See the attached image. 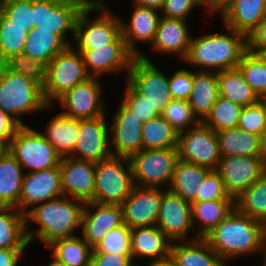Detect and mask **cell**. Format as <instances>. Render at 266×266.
<instances>
[{
  "label": "cell",
  "instance_id": "obj_1",
  "mask_svg": "<svg viewBox=\"0 0 266 266\" xmlns=\"http://www.w3.org/2000/svg\"><path fill=\"white\" fill-rule=\"evenodd\" d=\"M84 203L67 196H61L30 208L25 214V234L30 243L38 238L45 246L52 242L76 236L74 231L81 227ZM31 221L39 225L35 231H29Z\"/></svg>",
  "mask_w": 266,
  "mask_h": 266
},
{
  "label": "cell",
  "instance_id": "obj_2",
  "mask_svg": "<svg viewBox=\"0 0 266 266\" xmlns=\"http://www.w3.org/2000/svg\"><path fill=\"white\" fill-rule=\"evenodd\" d=\"M265 225L236 208L229 216L208 232L203 238L225 261L242 255L261 252Z\"/></svg>",
  "mask_w": 266,
  "mask_h": 266
},
{
  "label": "cell",
  "instance_id": "obj_3",
  "mask_svg": "<svg viewBox=\"0 0 266 266\" xmlns=\"http://www.w3.org/2000/svg\"><path fill=\"white\" fill-rule=\"evenodd\" d=\"M227 32L192 37L184 63L199 67V71L215 72L237 68L247 52V37L225 26Z\"/></svg>",
  "mask_w": 266,
  "mask_h": 266
},
{
  "label": "cell",
  "instance_id": "obj_4",
  "mask_svg": "<svg viewBox=\"0 0 266 266\" xmlns=\"http://www.w3.org/2000/svg\"><path fill=\"white\" fill-rule=\"evenodd\" d=\"M51 106L46 103L39 83L0 64V109L3 112L26 126L21 117Z\"/></svg>",
  "mask_w": 266,
  "mask_h": 266
},
{
  "label": "cell",
  "instance_id": "obj_5",
  "mask_svg": "<svg viewBox=\"0 0 266 266\" xmlns=\"http://www.w3.org/2000/svg\"><path fill=\"white\" fill-rule=\"evenodd\" d=\"M134 186L129 158L111 156L96 163L93 202L121 205Z\"/></svg>",
  "mask_w": 266,
  "mask_h": 266
},
{
  "label": "cell",
  "instance_id": "obj_6",
  "mask_svg": "<svg viewBox=\"0 0 266 266\" xmlns=\"http://www.w3.org/2000/svg\"><path fill=\"white\" fill-rule=\"evenodd\" d=\"M87 73L82 54L71 46L57 54L47 65L46 81L42 87L43 96L48 105L66 91L86 81Z\"/></svg>",
  "mask_w": 266,
  "mask_h": 266
},
{
  "label": "cell",
  "instance_id": "obj_7",
  "mask_svg": "<svg viewBox=\"0 0 266 266\" xmlns=\"http://www.w3.org/2000/svg\"><path fill=\"white\" fill-rule=\"evenodd\" d=\"M100 15L90 20L92 12ZM121 19L108 10L102 0L93 8L80 11L75 24L76 50H89L113 43L120 35Z\"/></svg>",
  "mask_w": 266,
  "mask_h": 266
},
{
  "label": "cell",
  "instance_id": "obj_8",
  "mask_svg": "<svg viewBox=\"0 0 266 266\" xmlns=\"http://www.w3.org/2000/svg\"><path fill=\"white\" fill-rule=\"evenodd\" d=\"M134 185L143 187H170L176 164L177 148L142 149L130 158Z\"/></svg>",
  "mask_w": 266,
  "mask_h": 266
},
{
  "label": "cell",
  "instance_id": "obj_9",
  "mask_svg": "<svg viewBox=\"0 0 266 266\" xmlns=\"http://www.w3.org/2000/svg\"><path fill=\"white\" fill-rule=\"evenodd\" d=\"M10 153L29 173L60 165L61 157L40 131L21 126L10 142Z\"/></svg>",
  "mask_w": 266,
  "mask_h": 266
},
{
  "label": "cell",
  "instance_id": "obj_10",
  "mask_svg": "<svg viewBox=\"0 0 266 266\" xmlns=\"http://www.w3.org/2000/svg\"><path fill=\"white\" fill-rule=\"evenodd\" d=\"M125 81L160 114L173 99L168 86L169 75L160 71L146 54L134 57Z\"/></svg>",
  "mask_w": 266,
  "mask_h": 266
},
{
  "label": "cell",
  "instance_id": "obj_11",
  "mask_svg": "<svg viewBox=\"0 0 266 266\" xmlns=\"http://www.w3.org/2000/svg\"><path fill=\"white\" fill-rule=\"evenodd\" d=\"M179 159L216 170L221 159L216 132L200 122L178 136Z\"/></svg>",
  "mask_w": 266,
  "mask_h": 266
},
{
  "label": "cell",
  "instance_id": "obj_12",
  "mask_svg": "<svg viewBox=\"0 0 266 266\" xmlns=\"http://www.w3.org/2000/svg\"><path fill=\"white\" fill-rule=\"evenodd\" d=\"M102 86L98 77H90L66 91L56 102L65 110L61 113L75 119H91L105 115Z\"/></svg>",
  "mask_w": 266,
  "mask_h": 266
},
{
  "label": "cell",
  "instance_id": "obj_13",
  "mask_svg": "<svg viewBox=\"0 0 266 266\" xmlns=\"http://www.w3.org/2000/svg\"><path fill=\"white\" fill-rule=\"evenodd\" d=\"M216 171L235 199L266 172V167L260 156H221Z\"/></svg>",
  "mask_w": 266,
  "mask_h": 266
},
{
  "label": "cell",
  "instance_id": "obj_14",
  "mask_svg": "<svg viewBox=\"0 0 266 266\" xmlns=\"http://www.w3.org/2000/svg\"><path fill=\"white\" fill-rule=\"evenodd\" d=\"M82 54L87 73L91 77H101L105 73L128 72L135 55L127 48L122 34L106 46L89 50H77Z\"/></svg>",
  "mask_w": 266,
  "mask_h": 266
},
{
  "label": "cell",
  "instance_id": "obj_15",
  "mask_svg": "<svg viewBox=\"0 0 266 266\" xmlns=\"http://www.w3.org/2000/svg\"><path fill=\"white\" fill-rule=\"evenodd\" d=\"M105 115L91 119H79L76 148L71 157L94 163L112 156L109 126Z\"/></svg>",
  "mask_w": 266,
  "mask_h": 266
},
{
  "label": "cell",
  "instance_id": "obj_16",
  "mask_svg": "<svg viewBox=\"0 0 266 266\" xmlns=\"http://www.w3.org/2000/svg\"><path fill=\"white\" fill-rule=\"evenodd\" d=\"M164 192L160 187L135 185L121 204L124 223L130 229L155 226Z\"/></svg>",
  "mask_w": 266,
  "mask_h": 266
},
{
  "label": "cell",
  "instance_id": "obj_17",
  "mask_svg": "<svg viewBox=\"0 0 266 266\" xmlns=\"http://www.w3.org/2000/svg\"><path fill=\"white\" fill-rule=\"evenodd\" d=\"M63 196L60 167L25 172L19 200V211L26 214L30 207Z\"/></svg>",
  "mask_w": 266,
  "mask_h": 266
},
{
  "label": "cell",
  "instance_id": "obj_18",
  "mask_svg": "<svg viewBox=\"0 0 266 266\" xmlns=\"http://www.w3.org/2000/svg\"><path fill=\"white\" fill-rule=\"evenodd\" d=\"M61 186L64 196L81 202H93L96 163L73 157L61 158Z\"/></svg>",
  "mask_w": 266,
  "mask_h": 266
},
{
  "label": "cell",
  "instance_id": "obj_19",
  "mask_svg": "<svg viewBox=\"0 0 266 266\" xmlns=\"http://www.w3.org/2000/svg\"><path fill=\"white\" fill-rule=\"evenodd\" d=\"M156 226L163 230L172 242L187 241V234L194 231L191 203L166 188Z\"/></svg>",
  "mask_w": 266,
  "mask_h": 266
},
{
  "label": "cell",
  "instance_id": "obj_20",
  "mask_svg": "<svg viewBox=\"0 0 266 266\" xmlns=\"http://www.w3.org/2000/svg\"><path fill=\"white\" fill-rule=\"evenodd\" d=\"M109 128L112 156L130 158L143 149L141 129L143 122L122 103Z\"/></svg>",
  "mask_w": 266,
  "mask_h": 266
},
{
  "label": "cell",
  "instance_id": "obj_21",
  "mask_svg": "<svg viewBox=\"0 0 266 266\" xmlns=\"http://www.w3.org/2000/svg\"><path fill=\"white\" fill-rule=\"evenodd\" d=\"M91 207L95 210L93 211ZM122 224H124V219L121 205L98 202L84 204L80 229L81 236L93 249L111 229Z\"/></svg>",
  "mask_w": 266,
  "mask_h": 266
},
{
  "label": "cell",
  "instance_id": "obj_22",
  "mask_svg": "<svg viewBox=\"0 0 266 266\" xmlns=\"http://www.w3.org/2000/svg\"><path fill=\"white\" fill-rule=\"evenodd\" d=\"M80 11L74 5L56 0H34L33 27L41 26L43 29L52 30L71 46L66 38V33L67 31L72 32L74 39L75 24Z\"/></svg>",
  "mask_w": 266,
  "mask_h": 266
},
{
  "label": "cell",
  "instance_id": "obj_23",
  "mask_svg": "<svg viewBox=\"0 0 266 266\" xmlns=\"http://www.w3.org/2000/svg\"><path fill=\"white\" fill-rule=\"evenodd\" d=\"M134 10L129 23L121 19L122 36L126 42L127 48L135 55L142 53L136 47L137 42L153 43L160 20L159 11L153 8L143 7L133 4ZM126 23V24H125Z\"/></svg>",
  "mask_w": 266,
  "mask_h": 266
},
{
  "label": "cell",
  "instance_id": "obj_24",
  "mask_svg": "<svg viewBox=\"0 0 266 266\" xmlns=\"http://www.w3.org/2000/svg\"><path fill=\"white\" fill-rule=\"evenodd\" d=\"M186 20L170 19L161 16L152 49L156 52L178 55L182 61L186 58L192 36Z\"/></svg>",
  "mask_w": 266,
  "mask_h": 266
},
{
  "label": "cell",
  "instance_id": "obj_25",
  "mask_svg": "<svg viewBox=\"0 0 266 266\" xmlns=\"http://www.w3.org/2000/svg\"><path fill=\"white\" fill-rule=\"evenodd\" d=\"M172 240L155 226H143L131 229V254L135 258L164 259L170 256Z\"/></svg>",
  "mask_w": 266,
  "mask_h": 266
},
{
  "label": "cell",
  "instance_id": "obj_26",
  "mask_svg": "<svg viewBox=\"0 0 266 266\" xmlns=\"http://www.w3.org/2000/svg\"><path fill=\"white\" fill-rule=\"evenodd\" d=\"M221 16L225 26L247 37L266 17V0H232Z\"/></svg>",
  "mask_w": 266,
  "mask_h": 266
},
{
  "label": "cell",
  "instance_id": "obj_27",
  "mask_svg": "<svg viewBox=\"0 0 266 266\" xmlns=\"http://www.w3.org/2000/svg\"><path fill=\"white\" fill-rule=\"evenodd\" d=\"M193 237L189 241L172 243L170 257L175 266H228L204 238Z\"/></svg>",
  "mask_w": 266,
  "mask_h": 266
},
{
  "label": "cell",
  "instance_id": "obj_28",
  "mask_svg": "<svg viewBox=\"0 0 266 266\" xmlns=\"http://www.w3.org/2000/svg\"><path fill=\"white\" fill-rule=\"evenodd\" d=\"M219 97L218 72L194 71L192 91L187 101L200 122L210 114Z\"/></svg>",
  "mask_w": 266,
  "mask_h": 266
},
{
  "label": "cell",
  "instance_id": "obj_29",
  "mask_svg": "<svg viewBox=\"0 0 266 266\" xmlns=\"http://www.w3.org/2000/svg\"><path fill=\"white\" fill-rule=\"evenodd\" d=\"M235 209V199H218L205 202H192V224L196 236L203 238L208 232L225 220ZM199 227H195L197 224Z\"/></svg>",
  "mask_w": 266,
  "mask_h": 266
},
{
  "label": "cell",
  "instance_id": "obj_30",
  "mask_svg": "<svg viewBox=\"0 0 266 266\" xmlns=\"http://www.w3.org/2000/svg\"><path fill=\"white\" fill-rule=\"evenodd\" d=\"M79 133V119L70 118L62 113L56 114L42 134L61 157H71Z\"/></svg>",
  "mask_w": 266,
  "mask_h": 266
},
{
  "label": "cell",
  "instance_id": "obj_31",
  "mask_svg": "<svg viewBox=\"0 0 266 266\" xmlns=\"http://www.w3.org/2000/svg\"><path fill=\"white\" fill-rule=\"evenodd\" d=\"M68 46L58 34L39 26L38 28L33 27L28 32L22 53L47 66L57 54Z\"/></svg>",
  "mask_w": 266,
  "mask_h": 266
},
{
  "label": "cell",
  "instance_id": "obj_32",
  "mask_svg": "<svg viewBox=\"0 0 266 266\" xmlns=\"http://www.w3.org/2000/svg\"><path fill=\"white\" fill-rule=\"evenodd\" d=\"M9 152L0 159V207H16L19 210L21 187L25 172Z\"/></svg>",
  "mask_w": 266,
  "mask_h": 266
},
{
  "label": "cell",
  "instance_id": "obj_33",
  "mask_svg": "<svg viewBox=\"0 0 266 266\" xmlns=\"http://www.w3.org/2000/svg\"><path fill=\"white\" fill-rule=\"evenodd\" d=\"M221 156H260L261 136L239 127L216 132Z\"/></svg>",
  "mask_w": 266,
  "mask_h": 266
},
{
  "label": "cell",
  "instance_id": "obj_34",
  "mask_svg": "<svg viewBox=\"0 0 266 266\" xmlns=\"http://www.w3.org/2000/svg\"><path fill=\"white\" fill-rule=\"evenodd\" d=\"M209 171L210 169L206 167L179 159L168 189L185 201L192 203L199 192L200 183Z\"/></svg>",
  "mask_w": 266,
  "mask_h": 266
},
{
  "label": "cell",
  "instance_id": "obj_35",
  "mask_svg": "<svg viewBox=\"0 0 266 266\" xmlns=\"http://www.w3.org/2000/svg\"><path fill=\"white\" fill-rule=\"evenodd\" d=\"M220 96L242 107L258 103L261 99L245 81L239 68L218 72Z\"/></svg>",
  "mask_w": 266,
  "mask_h": 266
},
{
  "label": "cell",
  "instance_id": "obj_36",
  "mask_svg": "<svg viewBox=\"0 0 266 266\" xmlns=\"http://www.w3.org/2000/svg\"><path fill=\"white\" fill-rule=\"evenodd\" d=\"M25 215L16 207H0V249H26Z\"/></svg>",
  "mask_w": 266,
  "mask_h": 266
},
{
  "label": "cell",
  "instance_id": "obj_37",
  "mask_svg": "<svg viewBox=\"0 0 266 266\" xmlns=\"http://www.w3.org/2000/svg\"><path fill=\"white\" fill-rule=\"evenodd\" d=\"M143 149L177 148L179 133L160 114L142 124Z\"/></svg>",
  "mask_w": 266,
  "mask_h": 266
},
{
  "label": "cell",
  "instance_id": "obj_38",
  "mask_svg": "<svg viewBox=\"0 0 266 266\" xmlns=\"http://www.w3.org/2000/svg\"><path fill=\"white\" fill-rule=\"evenodd\" d=\"M52 255L68 266H90L93 248L83 237L62 238L48 245Z\"/></svg>",
  "mask_w": 266,
  "mask_h": 266
},
{
  "label": "cell",
  "instance_id": "obj_39",
  "mask_svg": "<svg viewBox=\"0 0 266 266\" xmlns=\"http://www.w3.org/2000/svg\"><path fill=\"white\" fill-rule=\"evenodd\" d=\"M235 208L266 226V172L235 198Z\"/></svg>",
  "mask_w": 266,
  "mask_h": 266
},
{
  "label": "cell",
  "instance_id": "obj_40",
  "mask_svg": "<svg viewBox=\"0 0 266 266\" xmlns=\"http://www.w3.org/2000/svg\"><path fill=\"white\" fill-rule=\"evenodd\" d=\"M34 0H0V25L33 28Z\"/></svg>",
  "mask_w": 266,
  "mask_h": 266
},
{
  "label": "cell",
  "instance_id": "obj_41",
  "mask_svg": "<svg viewBox=\"0 0 266 266\" xmlns=\"http://www.w3.org/2000/svg\"><path fill=\"white\" fill-rule=\"evenodd\" d=\"M242 108L220 96L203 123L215 132L237 127Z\"/></svg>",
  "mask_w": 266,
  "mask_h": 266
},
{
  "label": "cell",
  "instance_id": "obj_42",
  "mask_svg": "<svg viewBox=\"0 0 266 266\" xmlns=\"http://www.w3.org/2000/svg\"><path fill=\"white\" fill-rule=\"evenodd\" d=\"M238 68L260 99L266 95V68L264 62L256 54L247 51L238 64Z\"/></svg>",
  "mask_w": 266,
  "mask_h": 266
},
{
  "label": "cell",
  "instance_id": "obj_43",
  "mask_svg": "<svg viewBox=\"0 0 266 266\" xmlns=\"http://www.w3.org/2000/svg\"><path fill=\"white\" fill-rule=\"evenodd\" d=\"M161 115L179 134L200 123L187 100L172 99Z\"/></svg>",
  "mask_w": 266,
  "mask_h": 266
},
{
  "label": "cell",
  "instance_id": "obj_44",
  "mask_svg": "<svg viewBox=\"0 0 266 266\" xmlns=\"http://www.w3.org/2000/svg\"><path fill=\"white\" fill-rule=\"evenodd\" d=\"M130 240L131 229L124 223L111 229L93 249L92 253L132 255Z\"/></svg>",
  "mask_w": 266,
  "mask_h": 266
},
{
  "label": "cell",
  "instance_id": "obj_45",
  "mask_svg": "<svg viewBox=\"0 0 266 266\" xmlns=\"http://www.w3.org/2000/svg\"><path fill=\"white\" fill-rule=\"evenodd\" d=\"M27 36L25 27L0 25V64L23 52Z\"/></svg>",
  "mask_w": 266,
  "mask_h": 266
},
{
  "label": "cell",
  "instance_id": "obj_46",
  "mask_svg": "<svg viewBox=\"0 0 266 266\" xmlns=\"http://www.w3.org/2000/svg\"><path fill=\"white\" fill-rule=\"evenodd\" d=\"M9 70L20 73L39 83L42 87L46 81L47 66L36 61L26 54H18L10 57L3 63Z\"/></svg>",
  "mask_w": 266,
  "mask_h": 266
},
{
  "label": "cell",
  "instance_id": "obj_47",
  "mask_svg": "<svg viewBox=\"0 0 266 266\" xmlns=\"http://www.w3.org/2000/svg\"><path fill=\"white\" fill-rule=\"evenodd\" d=\"M237 127L262 137L266 132V106L264 103L260 100L256 104L243 107Z\"/></svg>",
  "mask_w": 266,
  "mask_h": 266
},
{
  "label": "cell",
  "instance_id": "obj_48",
  "mask_svg": "<svg viewBox=\"0 0 266 266\" xmlns=\"http://www.w3.org/2000/svg\"><path fill=\"white\" fill-rule=\"evenodd\" d=\"M121 103L134 113L143 123L152 119L160 113L152 107L146 98L139 94L127 81L123 100Z\"/></svg>",
  "mask_w": 266,
  "mask_h": 266
},
{
  "label": "cell",
  "instance_id": "obj_49",
  "mask_svg": "<svg viewBox=\"0 0 266 266\" xmlns=\"http://www.w3.org/2000/svg\"><path fill=\"white\" fill-rule=\"evenodd\" d=\"M218 199H234L225 189L224 182L216 170H210L202 183L193 202H205Z\"/></svg>",
  "mask_w": 266,
  "mask_h": 266
},
{
  "label": "cell",
  "instance_id": "obj_50",
  "mask_svg": "<svg viewBox=\"0 0 266 266\" xmlns=\"http://www.w3.org/2000/svg\"><path fill=\"white\" fill-rule=\"evenodd\" d=\"M193 72L187 69H179L169 76V90L173 99L188 100L192 91Z\"/></svg>",
  "mask_w": 266,
  "mask_h": 266
},
{
  "label": "cell",
  "instance_id": "obj_51",
  "mask_svg": "<svg viewBox=\"0 0 266 266\" xmlns=\"http://www.w3.org/2000/svg\"><path fill=\"white\" fill-rule=\"evenodd\" d=\"M196 6L202 7V0H165L161 14L170 19L187 20V16Z\"/></svg>",
  "mask_w": 266,
  "mask_h": 266
},
{
  "label": "cell",
  "instance_id": "obj_52",
  "mask_svg": "<svg viewBox=\"0 0 266 266\" xmlns=\"http://www.w3.org/2000/svg\"><path fill=\"white\" fill-rule=\"evenodd\" d=\"M90 266H137L132 255L92 253Z\"/></svg>",
  "mask_w": 266,
  "mask_h": 266
},
{
  "label": "cell",
  "instance_id": "obj_53",
  "mask_svg": "<svg viewBox=\"0 0 266 266\" xmlns=\"http://www.w3.org/2000/svg\"><path fill=\"white\" fill-rule=\"evenodd\" d=\"M247 51L254 54L266 52V17L247 36Z\"/></svg>",
  "mask_w": 266,
  "mask_h": 266
},
{
  "label": "cell",
  "instance_id": "obj_54",
  "mask_svg": "<svg viewBox=\"0 0 266 266\" xmlns=\"http://www.w3.org/2000/svg\"><path fill=\"white\" fill-rule=\"evenodd\" d=\"M21 125L0 109V139L11 141Z\"/></svg>",
  "mask_w": 266,
  "mask_h": 266
},
{
  "label": "cell",
  "instance_id": "obj_55",
  "mask_svg": "<svg viewBox=\"0 0 266 266\" xmlns=\"http://www.w3.org/2000/svg\"><path fill=\"white\" fill-rule=\"evenodd\" d=\"M25 249H0V266H17Z\"/></svg>",
  "mask_w": 266,
  "mask_h": 266
},
{
  "label": "cell",
  "instance_id": "obj_56",
  "mask_svg": "<svg viewBox=\"0 0 266 266\" xmlns=\"http://www.w3.org/2000/svg\"><path fill=\"white\" fill-rule=\"evenodd\" d=\"M232 0H202L203 7L210 13H222Z\"/></svg>",
  "mask_w": 266,
  "mask_h": 266
},
{
  "label": "cell",
  "instance_id": "obj_57",
  "mask_svg": "<svg viewBox=\"0 0 266 266\" xmlns=\"http://www.w3.org/2000/svg\"><path fill=\"white\" fill-rule=\"evenodd\" d=\"M56 1L74 5L82 11L95 7L102 0H56Z\"/></svg>",
  "mask_w": 266,
  "mask_h": 266
},
{
  "label": "cell",
  "instance_id": "obj_58",
  "mask_svg": "<svg viewBox=\"0 0 266 266\" xmlns=\"http://www.w3.org/2000/svg\"><path fill=\"white\" fill-rule=\"evenodd\" d=\"M165 0H133V4L161 11Z\"/></svg>",
  "mask_w": 266,
  "mask_h": 266
},
{
  "label": "cell",
  "instance_id": "obj_59",
  "mask_svg": "<svg viewBox=\"0 0 266 266\" xmlns=\"http://www.w3.org/2000/svg\"><path fill=\"white\" fill-rule=\"evenodd\" d=\"M137 266H139L137 264ZM146 266H175L173 259L169 256L164 259L153 260Z\"/></svg>",
  "mask_w": 266,
  "mask_h": 266
},
{
  "label": "cell",
  "instance_id": "obj_60",
  "mask_svg": "<svg viewBox=\"0 0 266 266\" xmlns=\"http://www.w3.org/2000/svg\"><path fill=\"white\" fill-rule=\"evenodd\" d=\"M10 142L11 141L0 139V159L10 152Z\"/></svg>",
  "mask_w": 266,
  "mask_h": 266
},
{
  "label": "cell",
  "instance_id": "obj_61",
  "mask_svg": "<svg viewBox=\"0 0 266 266\" xmlns=\"http://www.w3.org/2000/svg\"><path fill=\"white\" fill-rule=\"evenodd\" d=\"M260 157L264 163V166L266 167V132L261 137V153Z\"/></svg>",
  "mask_w": 266,
  "mask_h": 266
},
{
  "label": "cell",
  "instance_id": "obj_62",
  "mask_svg": "<svg viewBox=\"0 0 266 266\" xmlns=\"http://www.w3.org/2000/svg\"><path fill=\"white\" fill-rule=\"evenodd\" d=\"M261 252H263V265L266 266V226L264 228L263 234H262V244H261Z\"/></svg>",
  "mask_w": 266,
  "mask_h": 266
},
{
  "label": "cell",
  "instance_id": "obj_63",
  "mask_svg": "<svg viewBox=\"0 0 266 266\" xmlns=\"http://www.w3.org/2000/svg\"><path fill=\"white\" fill-rule=\"evenodd\" d=\"M53 261L50 262L48 266H68L66 263L60 261L55 256L52 255Z\"/></svg>",
  "mask_w": 266,
  "mask_h": 266
},
{
  "label": "cell",
  "instance_id": "obj_64",
  "mask_svg": "<svg viewBox=\"0 0 266 266\" xmlns=\"http://www.w3.org/2000/svg\"><path fill=\"white\" fill-rule=\"evenodd\" d=\"M265 64V68H266V52H262V53H255Z\"/></svg>",
  "mask_w": 266,
  "mask_h": 266
},
{
  "label": "cell",
  "instance_id": "obj_65",
  "mask_svg": "<svg viewBox=\"0 0 266 266\" xmlns=\"http://www.w3.org/2000/svg\"><path fill=\"white\" fill-rule=\"evenodd\" d=\"M261 101L264 103V105L266 106V95H264L262 98H261Z\"/></svg>",
  "mask_w": 266,
  "mask_h": 266
}]
</instances>
